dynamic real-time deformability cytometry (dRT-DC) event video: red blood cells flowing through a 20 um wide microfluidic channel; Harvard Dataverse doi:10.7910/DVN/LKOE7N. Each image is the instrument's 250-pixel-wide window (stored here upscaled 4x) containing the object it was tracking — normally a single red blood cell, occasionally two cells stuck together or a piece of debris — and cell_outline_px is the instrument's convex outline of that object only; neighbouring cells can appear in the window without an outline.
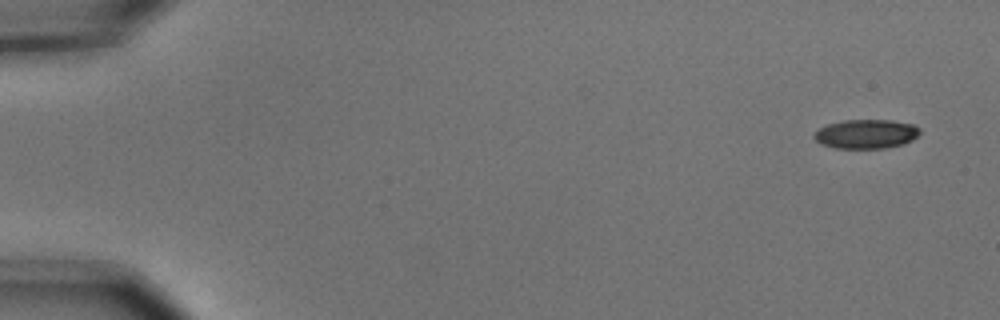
{"species": "common noctule bat (a hibernating species)", "species_latin": "Nyctalus noctula", "temperature_condition": "cold", "stored_images_in_passage": 4, "camera_frame_rate_fps": 3000, "um_per_image_px": 0.085, "animal": {"sex": "male", "body_mass_g": 15.6}, "frame": {"image": 1, "passage_image": 1, "time_ms": 0.0, "image_size_px": [1000, 320], "cell_outline_px": [[920, 132], [912, 140], [904, 144], [884, 148], [836, 148], [820, 144], [812, 136], [820, 128], [828, 124], [844, 120], [892, 120], [912, 124], [920, 128]], "centroid_in_image_um": [73.62, 11.39], "position_along_channel_um": 11.4, "area_um2": 17.92}}